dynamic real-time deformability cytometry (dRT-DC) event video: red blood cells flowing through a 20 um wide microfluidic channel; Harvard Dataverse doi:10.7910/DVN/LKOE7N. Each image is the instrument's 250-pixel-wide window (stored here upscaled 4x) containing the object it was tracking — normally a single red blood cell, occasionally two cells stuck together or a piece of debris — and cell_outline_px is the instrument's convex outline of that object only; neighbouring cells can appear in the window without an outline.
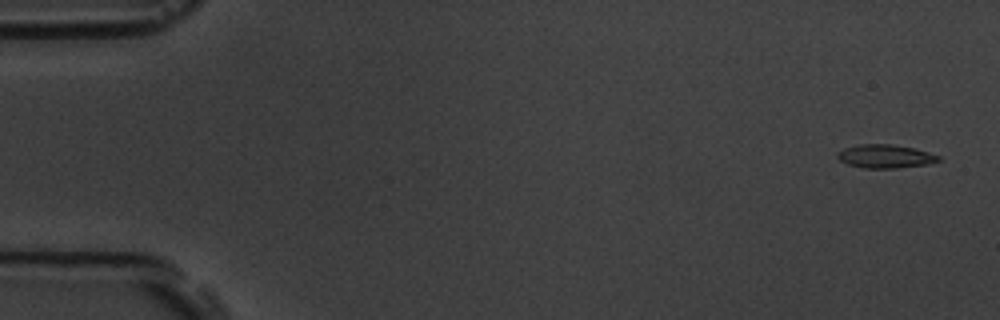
{"species": "common noctule bat (a hibernating species)", "species_latin": "Nyctalus noctula", "temperature_condition": "room temperature", "stored_images_in_passage": 5, "camera_frame_rate_fps": 3000, "um_per_image_px": 0.085, "animal": {"sex": "male", "body_mass_g": 19.5, "forearm_length_mm": 54.6}, "frame": {"image": 1, "passage_image": 1, "time_ms": 0.0, "image_size_px": [1000, 320], "cell_outline_px": [[940, 160], [924, 164], [896, 168], [864, 168], [848, 164], [840, 160], [836, 156], [836, 152], [844, 148], [860, 144], [892, 144], [916, 148], [940, 156]], "centroid_in_image_um": [75.21, 13.27], "position_along_channel_um": 9.8, "area_um2": 13.76}}
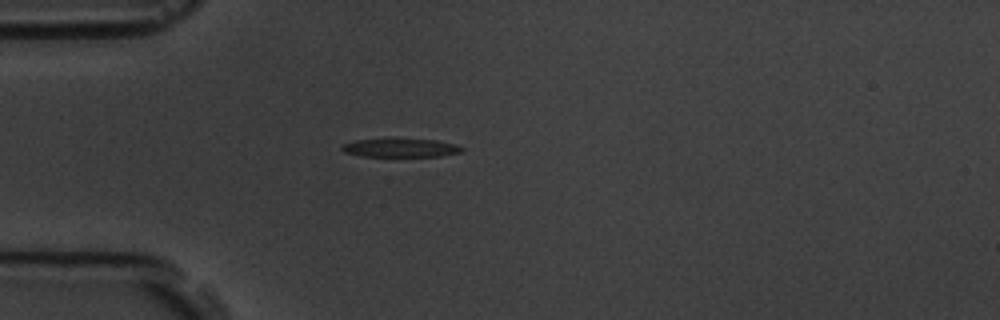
{"frame": {"image": 2, "passage_image": 5, "time_ms": 4.667, "image_size_px": [1000, 320], "cell_outline_px": [[464, 148], [460, 152], [440, 156], [360, 156], [344, 152], [340, 148], [344, 144], [356, 140], [392, 136], [396, 136], [436, 140], [456, 144]], "centroid_in_image_um": [34.02, 12.51], "position_along_channel_um": 51.0, "area_um2": 13.7}}